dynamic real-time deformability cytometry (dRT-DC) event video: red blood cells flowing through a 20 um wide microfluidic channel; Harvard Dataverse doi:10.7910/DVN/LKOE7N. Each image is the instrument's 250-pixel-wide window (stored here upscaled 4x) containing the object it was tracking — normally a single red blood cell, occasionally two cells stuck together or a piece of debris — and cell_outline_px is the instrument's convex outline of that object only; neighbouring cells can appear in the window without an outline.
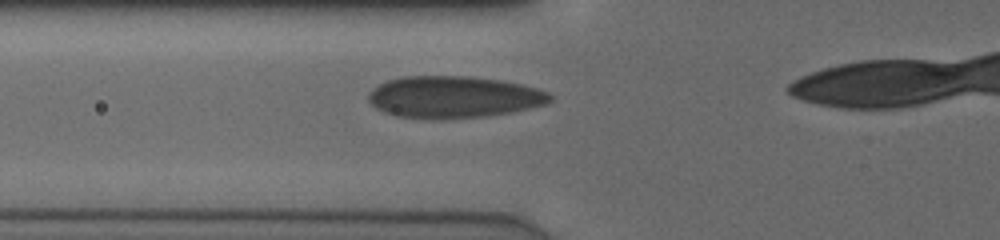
{"species": "human", "species_latin": "Homo sapiens", "temperature_condition": "cold", "stored_images_in_passage": 2, "camera_frame_rate_fps": 3000, "um_per_image_px": 0.085, "donor": {"sex": "male"}, "frame": {"image": 1, "passage_image": 2, "time_ms": 0.333, "image_size_px": [1000, 240], "cell_outline_px": [[552, 100], [544, 104], [512, 112], [484, 116], [444, 120], [432, 120], [396, 116], [384, 112], [376, 108], [368, 100], [368, 92], [372, 88], [388, 80], [400, 76], [472, 76], [504, 80], [536, 88], [548, 92], [552, 96]], "centroid_in_image_um": [38.53, 8.25], "position_along_channel_um": 87.3, "area_um2": 44.8}}